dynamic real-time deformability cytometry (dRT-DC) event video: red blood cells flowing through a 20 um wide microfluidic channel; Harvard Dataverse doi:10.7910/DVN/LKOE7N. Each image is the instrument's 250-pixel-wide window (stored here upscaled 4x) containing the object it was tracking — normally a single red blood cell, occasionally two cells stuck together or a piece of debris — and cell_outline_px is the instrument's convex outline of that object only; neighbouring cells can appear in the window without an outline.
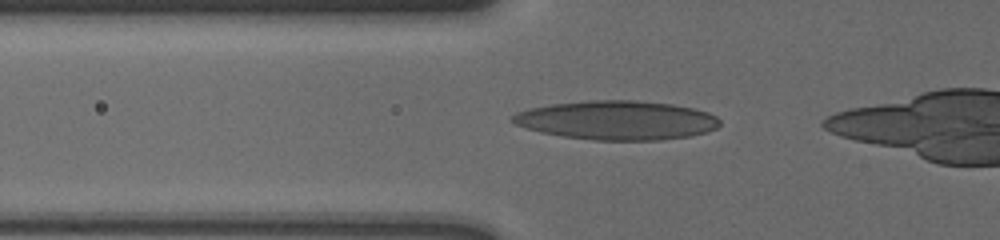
{"species": "human", "species_latin": "Homo sapiens", "temperature_condition": "cold", "stored_images_in_passage": 44, "camera_frame_rate_fps": 3000, "um_per_image_px": 0.085, "donor": {"sex": "male"}, "frame": {"image": 1, "passage_image": 14, "time_ms": 4.333, "image_size_px": [1000, 240], "cell_outline_px": [[720, 124], [716, 128], [708, 132], [688, 136], [660, 140], [592, 140], [564, 136], [540, 132], [516, 124], [508, 120], [516, 112], [528, 108], [552, 104], [588, 100], [636, 100], [672, 104], [692, 108], [708, 112], [716, 116], [720, 120]], "centroid_in_image_um": [52.43, 10.21], "position_along_channel_um": 73.4, "area_um2": 47.22}}
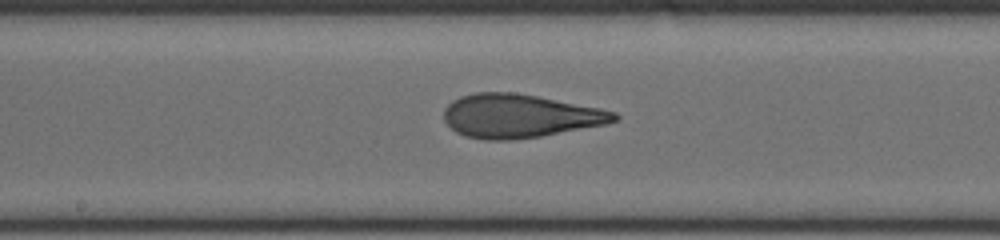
{"frame": {"image": 2, "passage_image": 25, "time_ms": 8.0, "image_size_px": [1000, 240], "cell_outline_px": [[620, 120], [604, 124], [540, 136], [512, 140], [484, 140], [464, 136], [456, 132], [444, 120], [444, 108], [452, 100], [460, 96], [476, 92], [512, 92], [536, 96], [600, 108], [616, 112], [620, 116]], "centroid_in_image_um": [44.15, 9.86], "position_along_channel_um": 204.1, "area_um2": 43.12}}
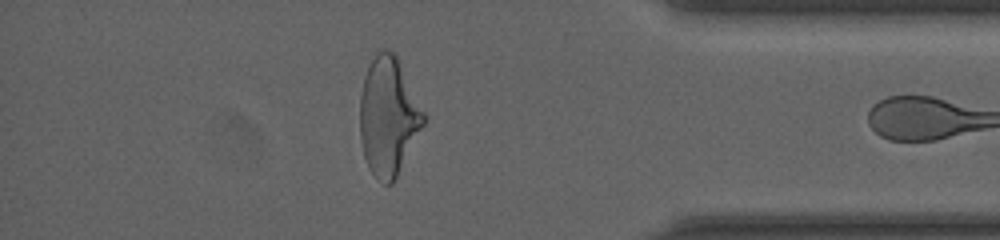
{"frame": {"image": 3, "passage_image": 43, "time_ms": 14.0, "image_size_px": [1000, 240], "cell_outline_px": [[424, 124], [392, 184], [384, 184], [368, 168], [364, 156], [360, 140], [360, 96], [364, 76], [376, 48], [392, 52], [396, 56], [424, 112]], "centroid_in_image_um": [32.97, 9.88], "position_along_channel_um": 402.2, "area_um2": 43.35}}